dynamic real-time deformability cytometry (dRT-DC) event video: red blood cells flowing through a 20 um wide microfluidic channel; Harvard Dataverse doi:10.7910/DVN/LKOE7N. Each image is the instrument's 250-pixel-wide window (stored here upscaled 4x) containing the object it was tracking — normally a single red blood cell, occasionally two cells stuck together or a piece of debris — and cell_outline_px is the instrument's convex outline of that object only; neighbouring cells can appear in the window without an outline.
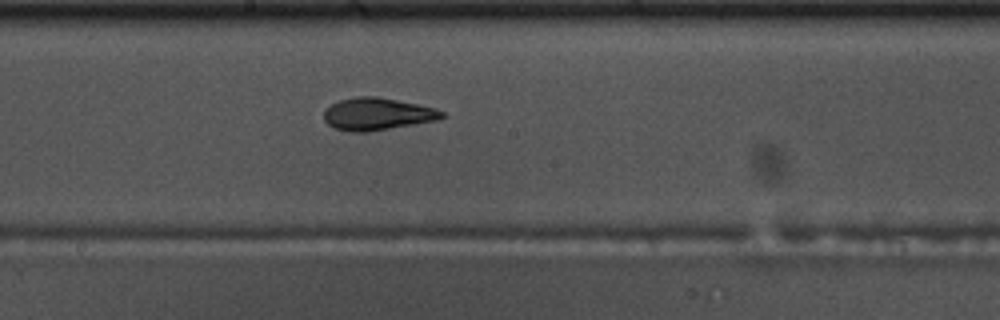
{"species": "common noctule bat (a hibernating species)", "species_latin": "Nyctalus noctula", "temperature_condition": "warm", "stored_images_in_passage": 42, "camera_frame_rate_fps": 3000, "um_per_image_px": 0.085, "animal": {"sex": "male", "body_mass_g": 17.5, "forearm_length_mm": 52.3}, "frame": {"image": 1, "passage_image": 17, "time_ms": 5.333, "image_size_px": [1000, 320], "cell_outline_px": [[444, 116], [436, 120], [368, 132], [352, 132], [336, 128], [328, 124], [324, 120], [324, 108], [340, 100], [356, 96], [376, 96], [436, 108], [444, 112]], "centroid_in_image_um": [32.03, 9.69], "position_along_channel_um": 216.2, "area_um2": 22.02}}
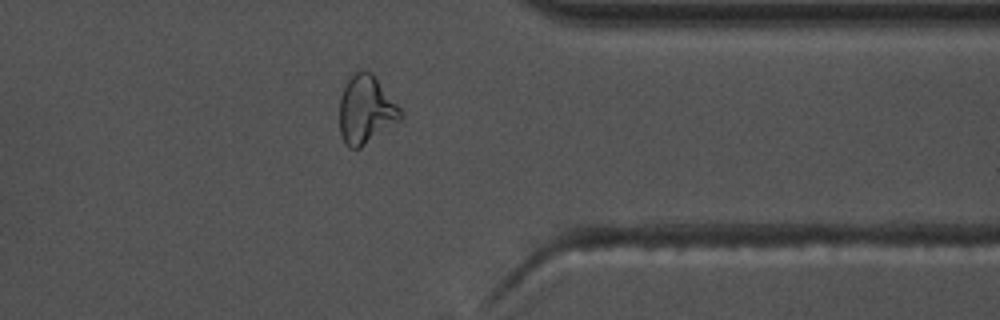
{"frame": {"image": 2, "passage_image": 31, "time_ms": 10.0, "image_size_px": [1000, 320], "cell_outline_px": [[400, 120], [360, 148], [348, 148], [344, 144], [340, 132], [340, 96], [348, 80], [356, 72], [364, 68], [372, 72], [400, 108]], "centroid_in_image_um": [31.08, 9.33], "position_along_channel_um": 380.3, "area_um2": 23.99}}
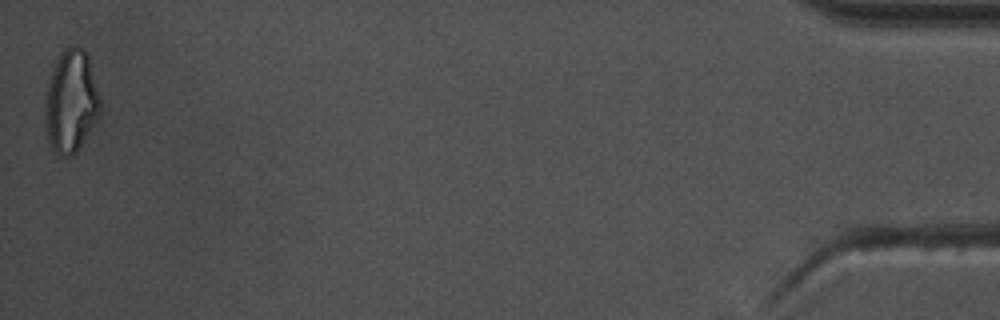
{"frame": {"image": 3, "passage_image": 42, "time_ms": 13.667, "image_size_px": [1000, 320], "cell_outline_px": [[100, 112], [76, 152], [68, 156], [60, 156], [52, 148], [48, 140], [44, 116], [44, 96], [48, 80], [56, 60], [60, 52], [68, 48], [80, 48], [88, 56], [100, 96]], "centroid_in_image_um": [6.0, 8.63], "position_along_channel_um": 429.2, "area_um2": 32.6}, "authors_computed_cell_mechanics": {"area_um2": 21.5305, "velocity_mm_per_s": 3.6917, "shape_relaxation_time_tau1_ms": 11.0006, "shape_relaxation_time_tau2_ms": 2.7272, "deformation_change_tau1": 0.2742, "deformation_change_tau2": 0.0939}}